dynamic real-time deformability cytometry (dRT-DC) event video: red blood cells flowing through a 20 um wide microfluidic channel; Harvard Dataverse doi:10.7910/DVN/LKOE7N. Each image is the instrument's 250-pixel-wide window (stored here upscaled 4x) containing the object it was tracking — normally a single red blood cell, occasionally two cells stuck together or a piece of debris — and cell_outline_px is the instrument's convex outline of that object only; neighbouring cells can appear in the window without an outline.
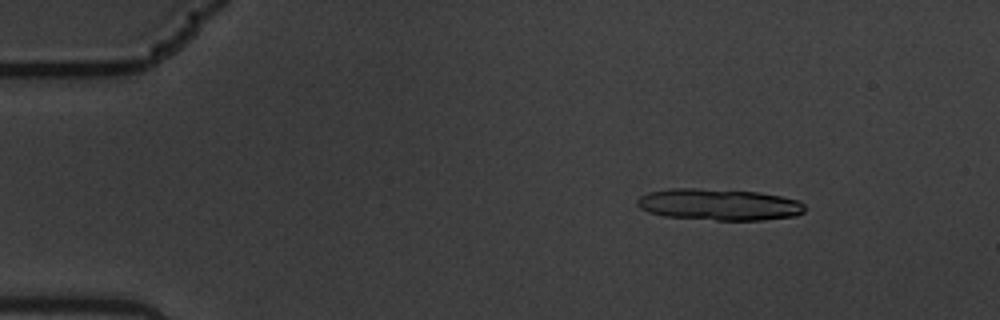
{"species": "common noctule bat (a hibernating species)", "species_latin": "Nyctalus noctula", "temperature_condition": "warm", "stored_images_in_passage": 6, "camera_frame_rate_fps": 3000, "um_per_image_px": 0.085, "animal": {"sex": "male", "body_mass_g": 19.5, "forearm_length_mm": 54.6}, "frame": {"image": 1, "passage_image": 2, "time_ms": 0.333, "image_size_px": [1000, 320], "cell_outline_px": [[804, 212], [796, 216], [764, 220], [716, 220], [664, 216], [648, 212], [640, 208], [636, 204], [636, 200], [640, 196], [648, 192], [672, 188], [692, 188], [760, 192], [800, 200], [804, 204]], "centroid_in_image_um": [61.11, 17.39], "position_along_channel_um": 23.9, "area_um2": 30.92}}